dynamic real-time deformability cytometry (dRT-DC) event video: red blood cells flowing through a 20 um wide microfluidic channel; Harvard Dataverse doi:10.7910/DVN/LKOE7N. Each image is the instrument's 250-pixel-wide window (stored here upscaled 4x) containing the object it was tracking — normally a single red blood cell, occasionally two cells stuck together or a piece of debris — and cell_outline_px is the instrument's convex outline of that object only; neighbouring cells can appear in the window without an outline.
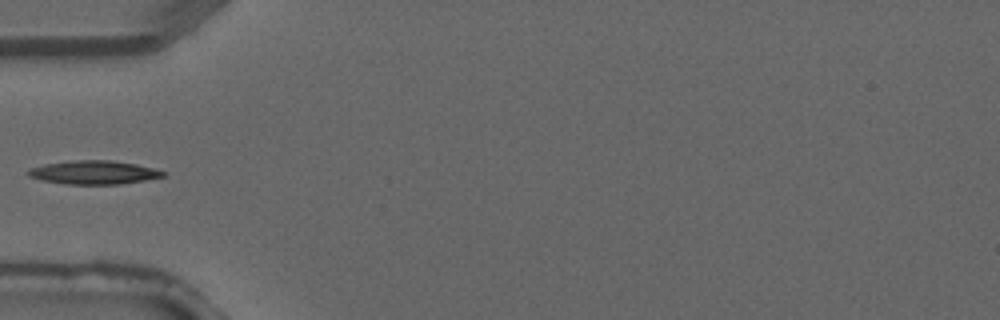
{"species": "common noctule bat (a hibernating species)", "species_latin": "Nyctalus noctula", "temperature_condition": "warm", "stored_images_in_passage": 3, "camera_frame_rate_fps": 3000, "um_per_image_px": 0.085, "animal": {"sex": "male", "forearm_length_mm": 52.5}, "frame": {"image": 1, "passage_image": 3, "time_ms": 0.667, "image_size_px": [1000, 320], "cell_outline_px": [[164, 176], [144, 180], [120, 184], [64, 184], [44, 180], [28, 176], [28, 168], [44, 164], [72, 160], [112, 160], [136, 164], [152, 168], [164, 172]], "centroid_in_image_um": [7.93, 14.65], "position_along_channel_um": 77.1, "area_um2": 18.38}}